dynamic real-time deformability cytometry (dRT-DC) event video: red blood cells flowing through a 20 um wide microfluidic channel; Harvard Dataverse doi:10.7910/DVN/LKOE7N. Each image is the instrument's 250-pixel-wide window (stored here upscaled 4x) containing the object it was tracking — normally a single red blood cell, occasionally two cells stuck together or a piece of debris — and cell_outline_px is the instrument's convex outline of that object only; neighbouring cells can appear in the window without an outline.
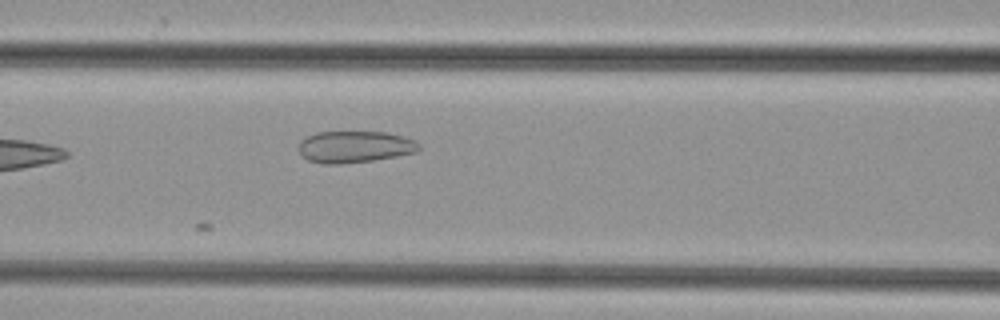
{"species": "common noctule bat (a hibernating species)", "species_latin": "Nyctalus noctula", "temperature_condition": "cold", "stored_images_in_passage": 21, "camera_frame_rate_fps": 3000, "um_per_image_px": 0.085, "animal": {"sex": "female", "body_mass_g": 29.2, "forearm_length_mm": 56.3}, "frame": {"image": 1, "passage_image": 21, "time_ms": 6.667, "image_size_px": [1000, 320], "cell_outline_px": [[420, 148], [416, 152], [396, 156], [372, 160], [340, 164], [324, 164], [308, 160], [300, 156], [296, 148], [300, 140], [316, 132], [388, 132], [404, 136], [416, 140], [420, 144]], "centroid_in_image_um": [30.12, 12.47], "position_along_channel_um": 136.5, "area_um2": 22.54}}